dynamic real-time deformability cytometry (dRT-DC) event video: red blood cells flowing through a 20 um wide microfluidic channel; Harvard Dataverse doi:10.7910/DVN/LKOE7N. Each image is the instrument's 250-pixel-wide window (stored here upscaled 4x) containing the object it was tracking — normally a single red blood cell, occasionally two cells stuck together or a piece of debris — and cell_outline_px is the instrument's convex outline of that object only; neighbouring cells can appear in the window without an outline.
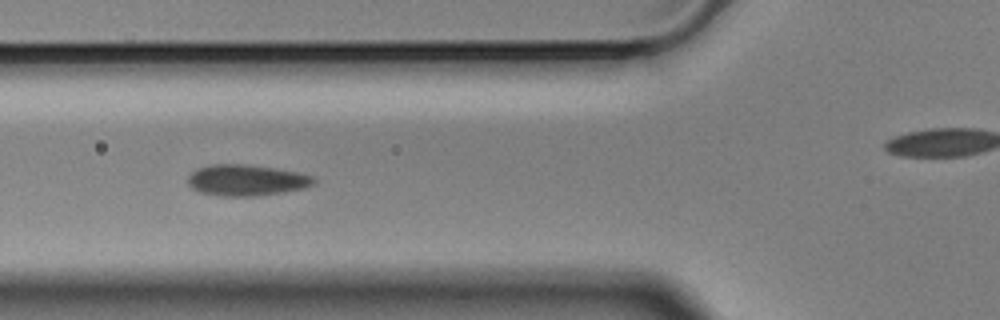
{"species": "Egyptian fruit bat (a non-hibernating species)", "species_latin": "Rousettus aegyptiacus", "temperature_condition": "cold", "stored_images_in_passage": 7, "segment_of_instrument_passage": [1, 2], "camera_frame_rate_fps": 3000, "um_per_image_px": 0.085, "animal": {"sex": "male"}, "frame": {"image": 1, "passage_image": 5, "time_ms": 1.333, "image_size_px": [1000, 320], "cell_outline_px": [[316, 184], [304, 188], [284, 192], [252, 196], [224, 196], [200, 192], [192, 188], [188, 184], [188, 176], [196, 168], [212, 164], [248, 164], [276, 168], [296, 172], [312, 176], [316, 180]], "centroid_in_image_um": [20.95, 15.31], "position_along_channel_um": 104.9, "area_um2": 22.89}}
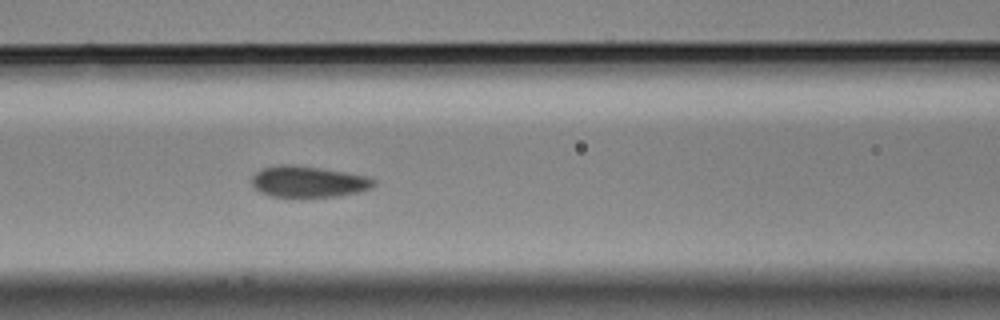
{"frame": {"image": 2, "passage_image": 6, "time_ms": 1.667, "image_size_px": [1000, 320], "cell_outline_px": [[376, 184], [372, 188], [360, 192], [336, 196], [272, 196], [260, 192], [252, 184], [252, 176], [260, 168], [276, 164], [292, 164], [344, 172], [364, 176], [376, 180]], "centroid_in_image_um": [26.19, 15.43], "position_along_channel_um": 140.4, "area_um2": 22.02}}